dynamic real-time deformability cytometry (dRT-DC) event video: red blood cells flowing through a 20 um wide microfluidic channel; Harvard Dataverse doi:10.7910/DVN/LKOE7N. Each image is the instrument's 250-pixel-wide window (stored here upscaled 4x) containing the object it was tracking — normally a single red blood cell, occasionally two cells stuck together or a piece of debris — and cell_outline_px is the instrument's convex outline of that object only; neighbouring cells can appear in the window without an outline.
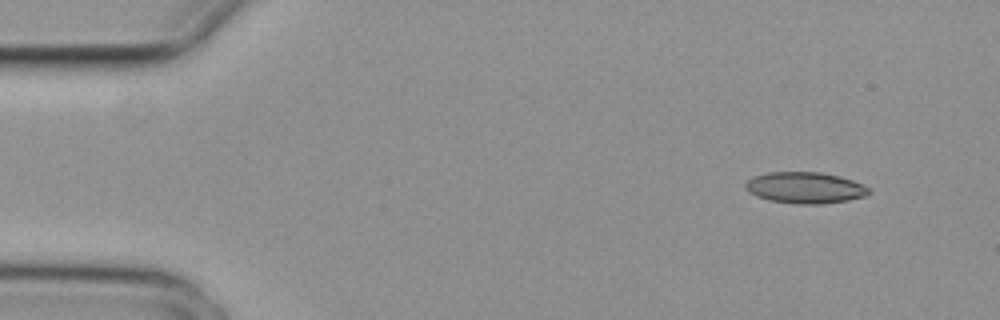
{"species": "common noctule bat (a hibernating species)", "species_latin": "Nyctalus noctula", "temperature_condition": "cold", "stored_images_in_passage": 3, "camera_frame_rate_fps": 3000, "um_per_image_px": 0.085, "animal": {"sex": "female", "body_mass_g": 29.2, "forearm_length_mm": 56.3}, "frame": {"image": 1, "passage_image": 1, "time_ms": 0.0, "image_size_px": [1000, 320], "cell_outline_px": [[872, 192], [868, 196], [848, 200], [820, 204], [796, 204], [768, 200], [756, 196], [748, 192], [744, 188], [744, 184], [752, 176], [768, 172], [820, 172], [840, 176], [852, 180], [868, 188]], "centroid_in_image_um": [68.4, 15.96], "position_along_channel_um": 16.6, "area_um2": 22.72}}